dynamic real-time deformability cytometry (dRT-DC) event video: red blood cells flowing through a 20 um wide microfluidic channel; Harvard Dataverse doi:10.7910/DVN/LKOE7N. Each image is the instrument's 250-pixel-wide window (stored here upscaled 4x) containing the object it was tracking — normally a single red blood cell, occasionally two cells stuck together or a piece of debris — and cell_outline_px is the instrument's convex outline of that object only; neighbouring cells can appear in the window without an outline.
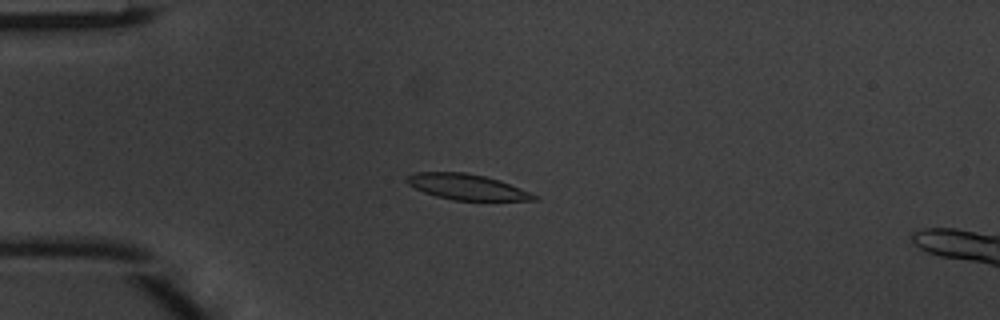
{"species": "common noctule bat (a hibernating species)", "species_latin": "Nyctalus noctula", "temperature_condition": "warm", "stored_images_in_passage": 49, "camera_frame_rate_fps": 3000, "um_per_image_px": 0.085, "animal": {"sex": "male", "body_mass_g": 20.1, "forearm_length_mm": 53.5}, "frame": {"image": 1, "passage_image": 13, "time_ms": 4.0, "image_size_px": [1000, 320], "cell_outline_px": [[540, 200], [452, 200], [436, 196], [424, 192], [408, 184], [404, 180], [408, 176], [416, 172], [464, 172], [484, 176], [500, 180], [520, 188], [536, 196]], "centroid_in_image_um": [39.65, 15.88], "position_along_channel_um": 45.3, "area_um2": 18.79}}
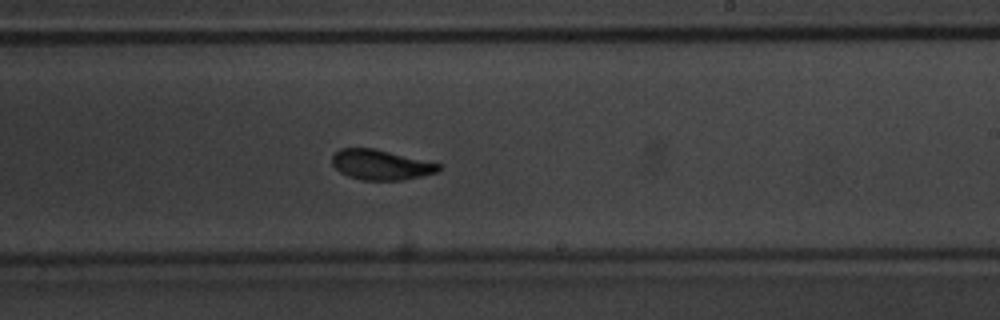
{"frame": {"image": 2, "passage_image": 30, "time_ms": 9.667, "image_size_px": [1000, 320], "cell_outline_px": [[440, 168], [436, 172], [404, 180], [360, 180], [348, 176], [340, 172], [332, 164], [332, 156], [340, 148], [372, 148], [440, 164]], "centroid_in_image_um": [32.31, 14.01], "position_along_channel_um": 256.7, "area_um2": 18.38}}
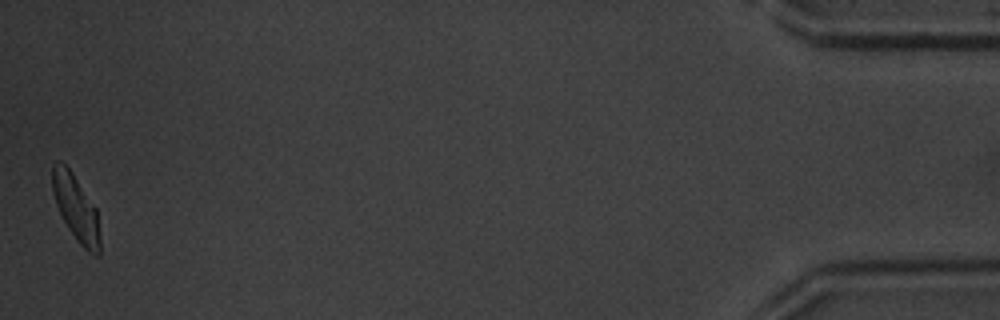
{"frame": {"image": 3, "passage_image": 49, "time_ms": 16.0, "image_size_px": [1000, 320], "cell_outline_px": [[100, 256], [96, 256], [88, 252], [80, 244], [68, 228], [56, 204], [52, 192], [52, 164], [56, 160], [60, 160], [72, 172], [96, 208], [100, 240]], "centroid_in_image_um": [6.45, 17.68], "position_along_channel_um": 428.8, "area_um2": 18.21}, "authors_computed_cell_mechanics": {"area_um2": 19.1318, "velocity_mm_per_s": 4.1126, "shape_relaxation_time_tau1_ms": 2.7371, "shape_relaxation_time_tau2_ms": 1.3003, "deformation_change_tau1": 0.1329, "deformation_change_tau2": 0.0766}}